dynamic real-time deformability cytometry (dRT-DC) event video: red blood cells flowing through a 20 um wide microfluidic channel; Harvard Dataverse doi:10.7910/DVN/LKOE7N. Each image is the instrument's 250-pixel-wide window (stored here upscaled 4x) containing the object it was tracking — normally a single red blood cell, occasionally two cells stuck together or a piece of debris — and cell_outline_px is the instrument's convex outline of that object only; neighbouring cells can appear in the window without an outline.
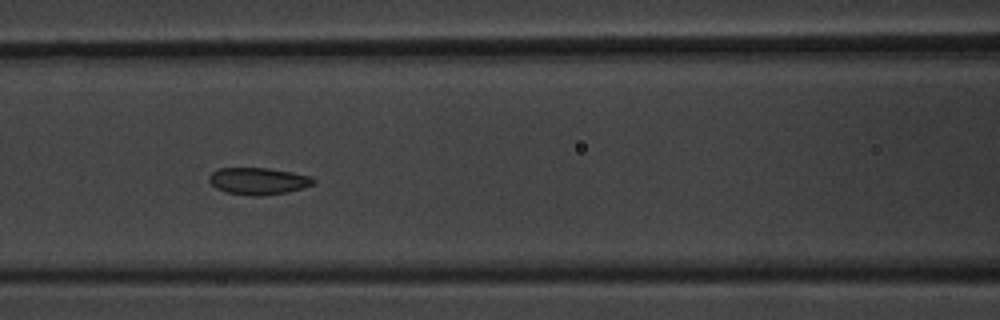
{"species": "common noctule bat (a hibernating species)", "species_latin": "Nyctalus noctula", "temperature_condition": "warm", "stored_images_in_passage": 8, "camera_frame_rate_fps": 3000, "um_per_image_px": 0.085, "animal": {"sex": "male", "body_mass_g": 20.1, "forearm_length_mm": 53.5}, "frame": {"image": 1, "passage_image": 6, "time_ms": 6.667, "image_size_px": [1000, 320], "cell_outline_px": [[316, 180], [312, 184], [288, 192], [264, 196], [252, 196], [224, 192], [216, 188], [208, 180], [208, 176], [212, 172], [220, 168], [268, 168], [292, 172], [312, 176]], "centroid_in_image_um": [21.93, 15.39], "position_along_channel_um": 144.7, "area_um2": 16.47}}
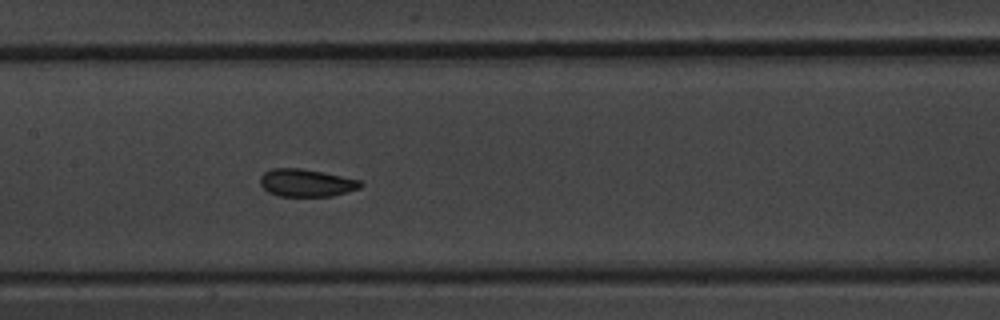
{"frame": {"image": 2, "passage_image": 7, "time_ms": 7.667, "image_size_px": [1000, 320], "cell_outline_px": [[364, 184], [360, 188], [332, 196], [280, 196], [268, 192], [260, 184], [260, 176], [264, 172], [272, 168], [300, 168], [324, 172], [360, 180]], "centroid_in_image_um": [26.03, 15.53], "position_along_channel_um": 181.4, "area_um2": 16.18}}